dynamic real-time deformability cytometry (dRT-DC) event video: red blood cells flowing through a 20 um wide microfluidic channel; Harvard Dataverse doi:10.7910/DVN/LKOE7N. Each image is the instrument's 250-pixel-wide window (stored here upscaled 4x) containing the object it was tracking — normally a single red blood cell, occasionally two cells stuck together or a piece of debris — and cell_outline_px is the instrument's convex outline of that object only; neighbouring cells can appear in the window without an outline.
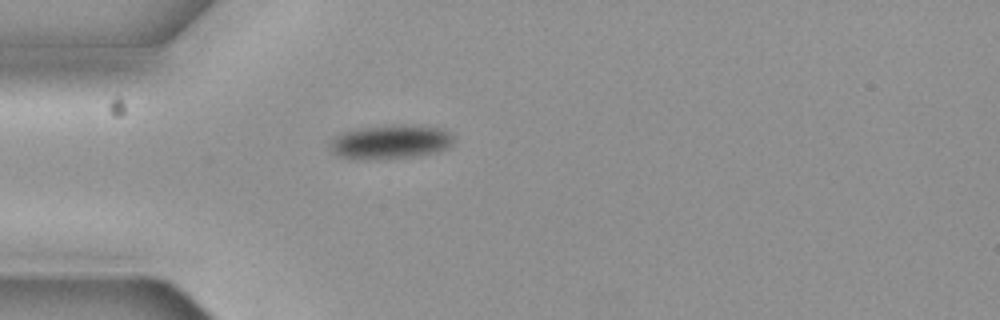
{"species": "common noctule bat (a hibernating species)", "species_latin": "Nyctalus noctula", "temperature_condition": "cold", "stored_images_in_passage": 1, "camera_frame_rate_fps": 3000, "um_per_image_px": 0.085, "animal": {"sex": "female", "body_mass_g": 19.3, "forearm_length_mm": 54.1}, "frame": {"image": 1, "passage_image": 1, "time_ms": 0.0, "image_size_px": [1000, 320], "cell_outline_px": [[452, 148], [440, 152], [416, 156], [336, 156], [332, 152], [328, 144], [340, 132], [360, 128], [392, 124], [440, 128], [448, 132], [452, 136]], "centroid_in_image_um": [33.25, 12.01], "position_along_channel_um": 51.8, "area_um2": 23.64}}